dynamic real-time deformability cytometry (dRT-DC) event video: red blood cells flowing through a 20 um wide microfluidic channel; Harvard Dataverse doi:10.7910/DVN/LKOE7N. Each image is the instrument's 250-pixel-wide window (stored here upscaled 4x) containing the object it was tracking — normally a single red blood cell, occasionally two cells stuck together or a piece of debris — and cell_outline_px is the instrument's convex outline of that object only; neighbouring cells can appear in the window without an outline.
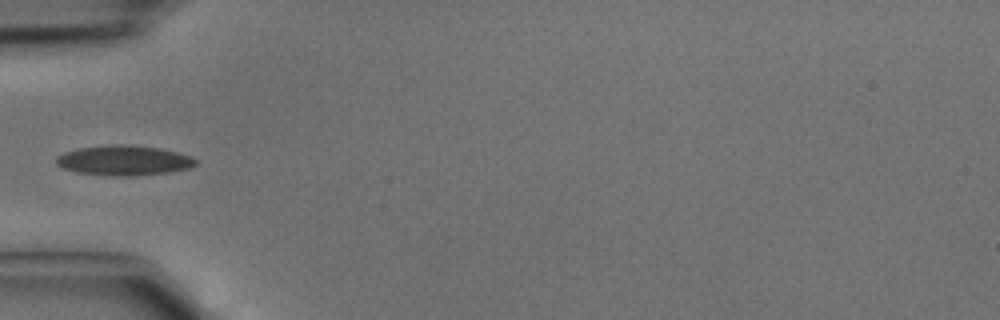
{"species": "common noctule bat (a hibernating species)", "species_latin": "Nyctalus noctula", "temperature_condition": "cold", "stored_images_in_passage": 30, "camera_frame_rate_fps": 3000, "um_per_image_px": 0.085, "animal": {"sex": "male", "body_mass_g": 15.6}, "frame": {"image": 1, "passage_image": 1, "time_ms": 0.0, "image_size_px": [1000, 320], "cell_outline_px": [[196, 164], [192, 168], [168, 172], [132, 176], [108, 176], [76, 172], [64, 168], [56, 164], [56, 156], [64, 152], [80, 148], [112, 144], [128, 144], [160, 148], [192, 156], [196, 160]], "centroid_in_image_um": [10.54, 13.63], "position_along_channel_um": 74.5, "area_um2": 24.51}}
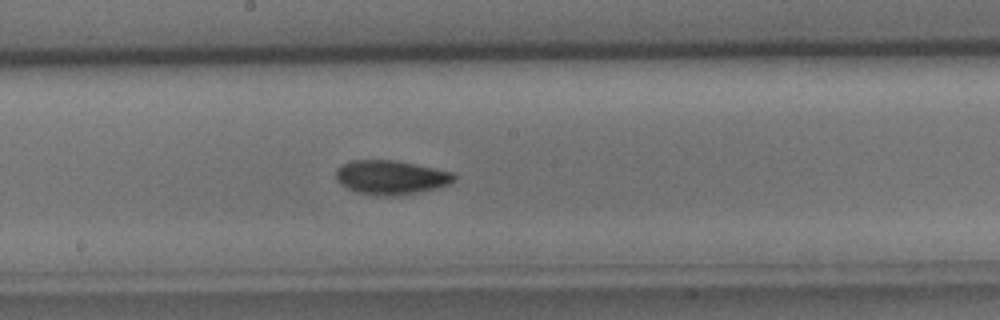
{"frame": {"image": 2, "passage_image": 10, "time_ms": 3.0, "image_size_px": [1000, 320], "cell_outline_px": [[456, 180], [448, 184], [436, 188], [420, 192], [396, 196], [380, 196], [356, 192], [340, 184], [336, 180], [336, 168], [352, 160], [396, 160], [436, 168], [452, 172], [456, 176]], "centroid_in_image_um": [33.23, 15.08], "position_along_channel_um": 215.0, "area_um2": 23.64}}
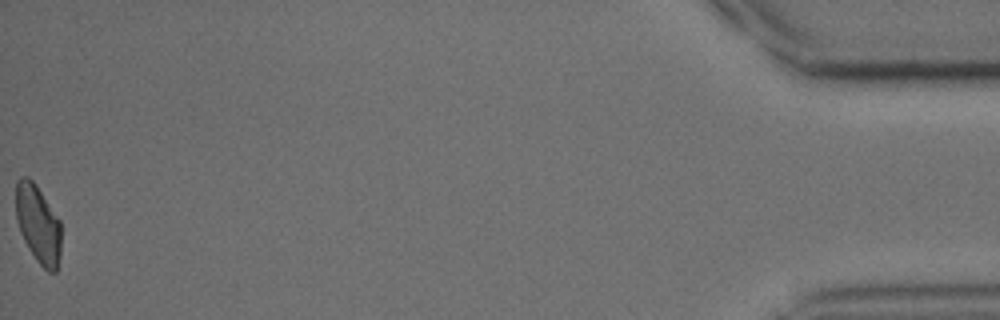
{"frame": {"image": 3, "passage_image": 30, "time_ms": 9.667, "image_size_px": [1000, 320], "cell_outline_px": [[60, 252], [56, 272], [48, 272], [36, 260], [28, 248], [20, 232], [16, 220], [16, 184], [20, 176], [28, 176], [36, 184], [60, 220]], "centroid_in_image_um": [3.23, 19.03], "position_along_channel_um": 432.0, "area_um2": 20.63}}